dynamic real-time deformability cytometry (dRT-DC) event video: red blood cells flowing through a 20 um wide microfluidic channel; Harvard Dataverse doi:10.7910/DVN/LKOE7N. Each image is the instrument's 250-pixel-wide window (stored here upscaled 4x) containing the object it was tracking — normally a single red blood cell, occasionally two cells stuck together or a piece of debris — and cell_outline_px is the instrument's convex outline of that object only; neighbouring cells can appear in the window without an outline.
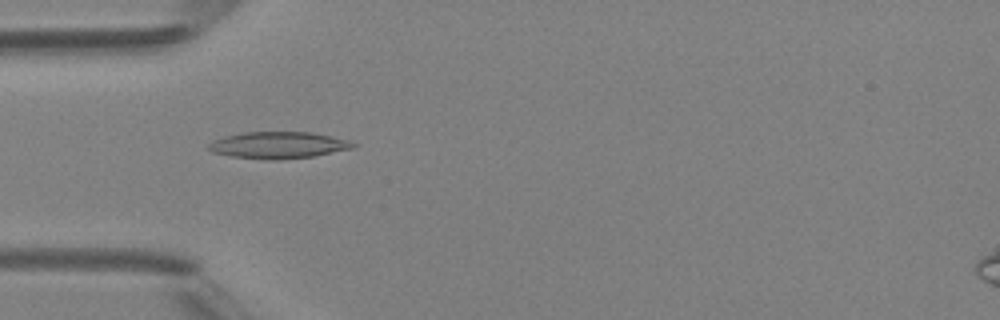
{"species": "Egyptian fruit bat (a non-hibernating species)", "species_latin": "Rousettus aegyptiacus", "temperature_condition": "room temperature", "stored_images_in_passage": 7, "camera_frame_rate_fps": 3000, "um_per_image_px": 0.085, "animal": {"sex": "female"}, "frame": {"image": 1, "passage_image": 5, "time_ms": 4.667, "image_size_px": [1000, 320], "cell_outline_px": [[356, 144], [352, 148], [312, 156], [272, 160], [232, 156], [212, 152], [208, 148], [208, 144], [212, 140], [224, 136], [244, 132], [312, 132], [332, 136], [348, 140]], "centroid_in_image_um": [23.62, 12.32], "position_along_channel_um": 61.4, "area_um2": 22.25}}
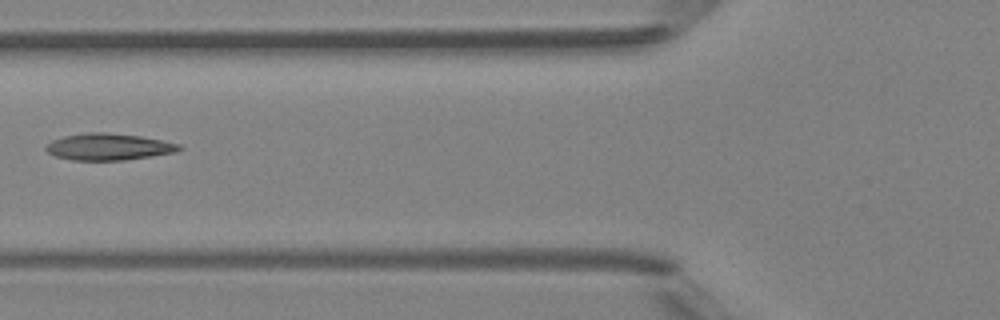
{"frame": {"image": 2, "passage_image": 6, "time_ms": 6.0, "image_size_px": [1000, 320], "cell_outline_px": [[184, 148], [176, 152], [152, 156], [124, 160], [72, 160], [56, 156], [48, 152], [44, 148], [52, 140], [64, 136], [88, 132], [104, 132], [140, 136], [180, 144]], "centroid_in_image_um": [9.24, 12.48], "position_along_channel_um": 116.6, "area_um2": 20.63}}
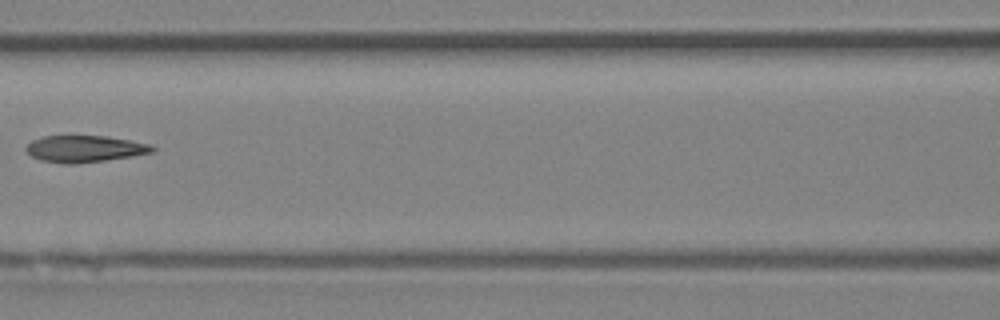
{"frame": {"image": 3, "passage_image": 7, "time_ms": 7.0, "image_size_px": [1000, 320], "cell_outline_px": [[156, 148], [152, 152], [132, 156], [76, 164], [64, 164], [40, 160], [32, 156], [24, 148], [32, 140], [44, 136], [72, 132], [108, 136], [152, 144]], "centroid_in_image_um": [7.16, 12.59], "position_along_channel_um": 159.4, "area_um2": 20.58}}